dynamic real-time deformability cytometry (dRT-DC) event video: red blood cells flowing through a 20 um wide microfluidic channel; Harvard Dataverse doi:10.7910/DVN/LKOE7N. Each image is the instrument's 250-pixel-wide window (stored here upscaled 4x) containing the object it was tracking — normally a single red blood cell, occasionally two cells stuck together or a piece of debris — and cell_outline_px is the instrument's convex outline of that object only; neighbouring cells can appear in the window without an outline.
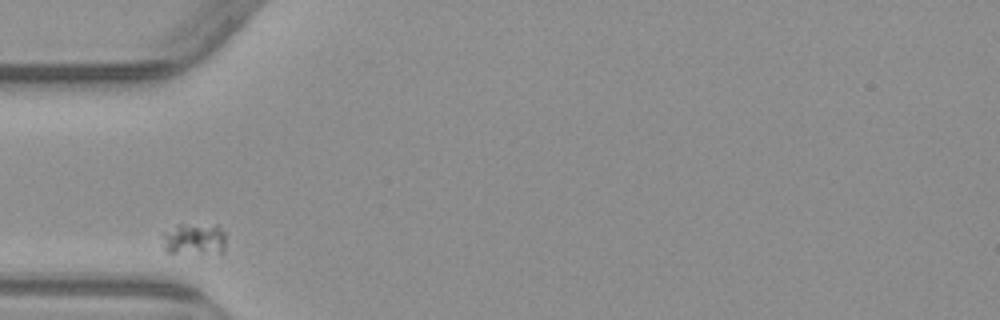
{"species": "common noctule bat (a hibernating species)", "species_latin": "Nyctalus noctula", "temperature_condition": "warm", "stored_images_in_passage": 7, "camera_frame_rate_fps": 3000, "um_per_image_px": 0.085, "animal": {"sex": "male", "body_mass_g": 23.1, "forearm_length_mm": 52.7}, "frame": {"image": 1, "passage_image": 1, "time_ms": 0.0, "image_size_px": [1000, 320], "cell_outline_px": [[224, 252], [220, 256], [168, 252], [164, 248], [164, 232], [176, 224], [216, 224], [224, 232]], "centroid_in_image_um": [16.58, 20.36], "position_along_channel_um": 68.4, "area_um2": 12.31}}
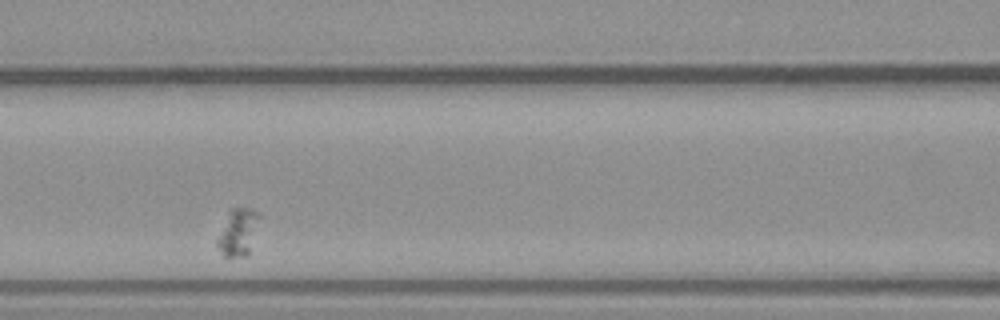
{"frame": {"image": 2, "passage_image": 3, "time_ms": 2.333, "image_size_px": [1000, 320], "cell_outline_px": [[260, 216], [248, 252], [244, 256], [224, 256], [216, 244], [216, 240], [232, 208], [248, 208], [260, 212]], "centroid_in_image_um": [20.23, 19.72], "position_along_channel_um": 146.4, "area_um2": 10.92}}
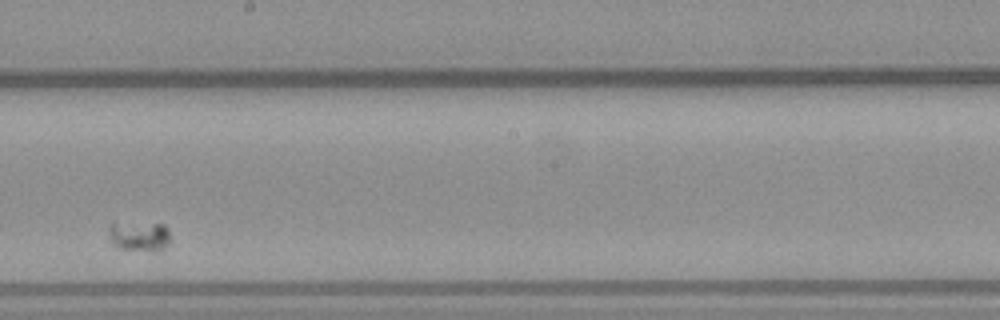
{"frame": {"image": 3, "passage_image": 5, "time_ms": 5.0, "image_size_px": [1000, 320], "cell_outline_px": [[172, 244], [156, 252], [120, 248], [112, 240], [108, 232], [108, 224], [164, 224], [168, 228], [172, 240]], "centroid_in_image_um": [11.95, 20.1], "position_along_channel_um": 236.2, "area_um2": 10.69}}